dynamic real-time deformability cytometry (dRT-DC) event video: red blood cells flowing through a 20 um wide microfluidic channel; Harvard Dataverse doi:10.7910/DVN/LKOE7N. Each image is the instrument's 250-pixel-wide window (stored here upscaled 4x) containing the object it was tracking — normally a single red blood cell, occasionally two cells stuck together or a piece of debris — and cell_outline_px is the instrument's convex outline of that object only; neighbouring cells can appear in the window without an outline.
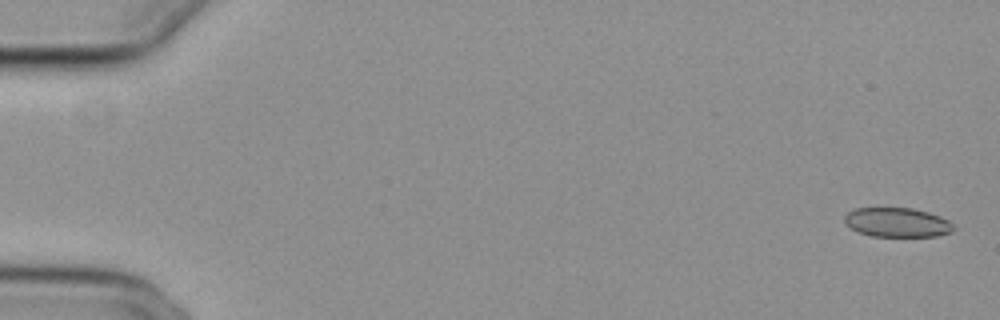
{"species": "common noctule bat (a hibernating species)", "species_latin": "Nyctalus noctula", "temperature_condition": "cold", "stored_images_in_passage": 56, "camera_frame_rate_fps": 3000, "um_per_image_px": 0.085, "animal": {"sex": "female", "body_mass_g": 29.2, "forearm_length_mm": 56.3}, "frame": {"image": 1, "passage_image": 2, "time_ms": 0.333, "image_size_px": [1000, 320], "cell_outline_px": [[952, 232], [936, 236], [872, 236], [860, 232], [844, 224], [844, 216], [848, 212], [856, 208], [912, 208], [928, 212], [940, 216], [948, 220], [952, 224]], "centroid_in_image_um": [76.24, 18.9], "position_along_channel_um": 8.8, "area_um2": 18.5}}
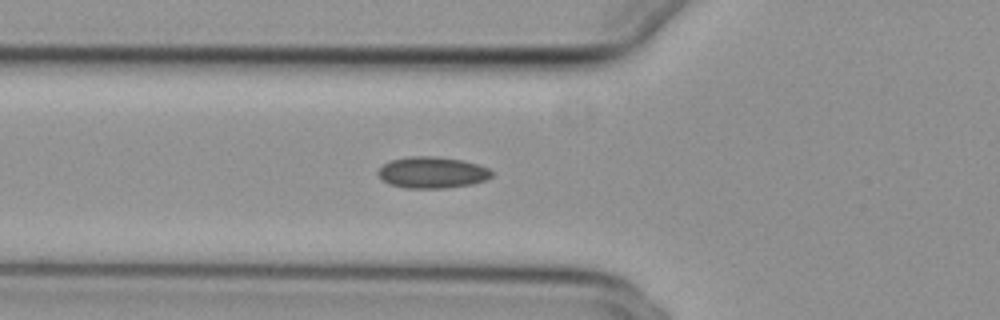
{"frame": {"image": 2, "passage_image": 21, "time_ms": 6.667, "image_size_px": [1000, 320], "cell_outline_px": [[492, 176], [484, 180], [472, 184], [444, 188], [404, 188], [388, 184], [376, 172], [384, 164], [392, 160], [412, 156], [432, 156], [460, 160], [476, 164], [488, 168], [492, 172]], "centroid_in_image_um": [36.72, 14.67], "position_along_channel_um": 89.1, "area_um2": 20.52}}
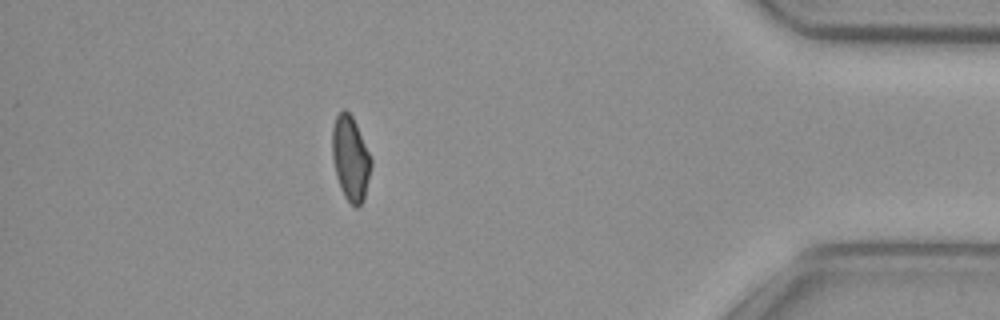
{"frame": {"image": 3, "passage_image": 50, "time_ms": 16.333, "image_size_px": [1000, 320], "cell_outline_px": [[372, 164], [364, 200], [356, 208], [344, 196], [340, 188], [336, 176], [332, 156], [332, 128], [336, 116], [344, 108], [352, 116], [356, 124], [372, 160]], "centroid_in_image_um": [29.78, 13.47], "position_along_channel_um": 405.4, "area_um2": 19.07}, "authors_computed_cell_mechanics": {"area_um2": 19.941, "velocity_mm_per_s": 3.7355, "shape_relaxation_time_tau1_ms": null, "shape_relaxation_time_tau2_ms": 4.8117, "deformation_change_tau1": null, "deformation_change_tau2": 0.092}}